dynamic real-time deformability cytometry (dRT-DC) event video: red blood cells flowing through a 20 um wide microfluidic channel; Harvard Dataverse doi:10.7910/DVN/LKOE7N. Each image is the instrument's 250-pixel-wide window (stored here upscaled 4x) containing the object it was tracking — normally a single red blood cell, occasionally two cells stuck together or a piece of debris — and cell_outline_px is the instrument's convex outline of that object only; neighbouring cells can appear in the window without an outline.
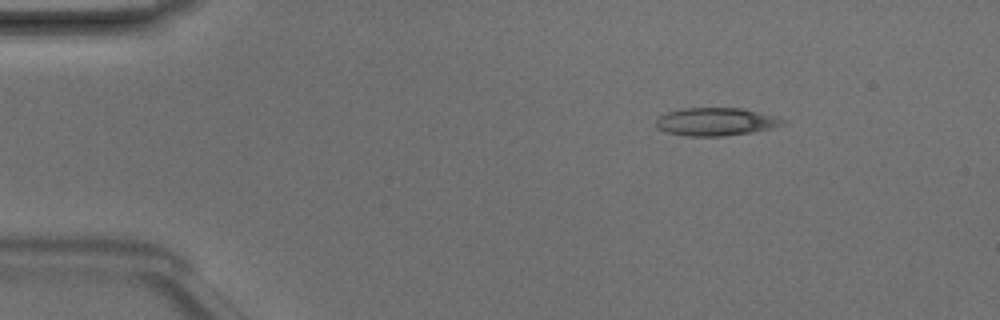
{"species": "Egyptian fruit bat (a non-hibernating species)", "species_latin": "Rousettus aegyptiacus", "temperature_condition": "room temperature", "stored_images_in_passage": 43, "camera_frame_rate_fps": 3000, "um_per_image_px": 0.085, "animal": {"sex": "male"}, "frame": {"image": 1, "passage_image": 2, "time_ms": 0.333, "image_size_px": [1000, 320], "cell_outline_px": [[788, 124], [772, 128], [752, 132], [724, 136], [684, 136], [664, 132], [656, 128], [656, 116], [668, 112], [684, 108], [744, 108], [776, 116], [788, 120]], "centroid_in_image_um": [60.87, 10.35], "position_along_channel_um": 24.1, "area_um2": 21.1}}
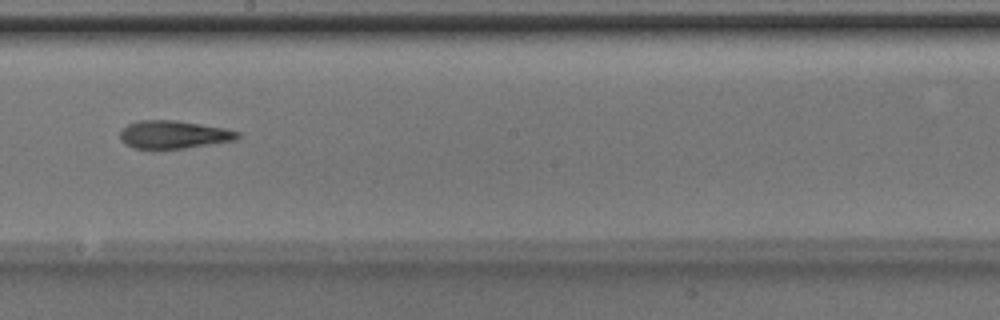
{"frame": {"image": 2, "passage_image": 22, "time_ms": 7.0, "image_size_px": [1000, 320], "cell_outline_px": [[244, 136], [236, 140], [184, 148], [152, 152], [132, 148], [124, 144], [120, 140], [120, 128], [128, 124], [140, 120], [176, 120], [224, 128], [240, 132]], "centroid_in_image_um": [14.7, 11.48], "position_along_channel_um": 233.5, "area_um2": 20.0}}
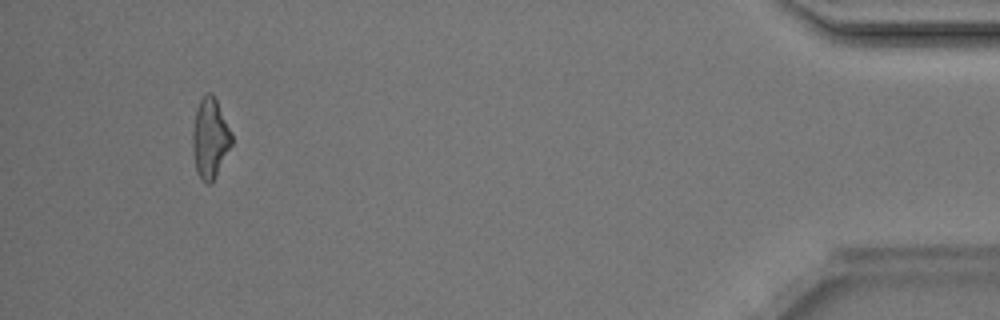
{"frame": {"image": 3, "passage_image": 40, "time_ms": 13.0, "image_size_px": [1000, 320], "cell_outline_px": [[232, 144], [212, 184], [208, 184], [200, 180], [196, 172], [192, 152], [192, 132], [196, 108], [200, 100], [208, 92], [212, 92], [232, 132]], "centroid_in_image_um": [17.84, 11.79], "position_along_channel_um": 417.4, "area_um2": 18.44}, "authors_computed_cell_mechanics": {"area_um2": 19.363, "velocity_mm_per_s": 4.2362, "shape_relaxation_time_tau1_ms": 4.9031, "shape_relaxation_time_tau2_ms": 4.5922, "deformation_change_tau1": 0.1753, "deformation_change_tau2": 0.173}}